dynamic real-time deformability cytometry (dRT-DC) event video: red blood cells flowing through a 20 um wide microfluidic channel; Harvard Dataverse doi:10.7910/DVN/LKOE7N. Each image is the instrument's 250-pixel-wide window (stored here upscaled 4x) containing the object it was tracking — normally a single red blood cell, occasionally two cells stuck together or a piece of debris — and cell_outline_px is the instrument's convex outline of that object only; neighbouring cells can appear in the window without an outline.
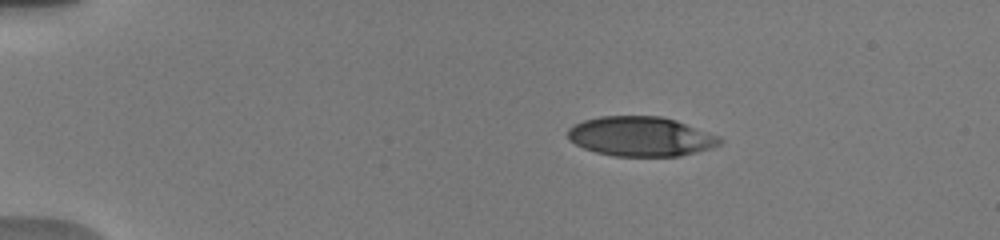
{"species": "human", "species_latin": "Homo sapiens", "temperature_condition": "warm", "stored_images_in_passage": 3, "camera_frame_rate_fps": 3000, "um_per_image_px": 0.085, "donor": {"sex": "male"}, "frame": {"image": 1, "passage_image": 1, "time_ms": 0.0, "image_size_px": [1000, 240], "cell_outline_px": [[724, 140], [720, 144], [712, 148], [680, 156], [616, 156], [596, 152], [584, 148], [568, 140], [568, 128], [572, 124], [584, 120], [600, 116], [660, 116], [676, 120], [720, 136]], "centroid_in_image_um": [54.47, 11.59], "position_along_channel_um": 30.5, "area_um2": 35.26}}